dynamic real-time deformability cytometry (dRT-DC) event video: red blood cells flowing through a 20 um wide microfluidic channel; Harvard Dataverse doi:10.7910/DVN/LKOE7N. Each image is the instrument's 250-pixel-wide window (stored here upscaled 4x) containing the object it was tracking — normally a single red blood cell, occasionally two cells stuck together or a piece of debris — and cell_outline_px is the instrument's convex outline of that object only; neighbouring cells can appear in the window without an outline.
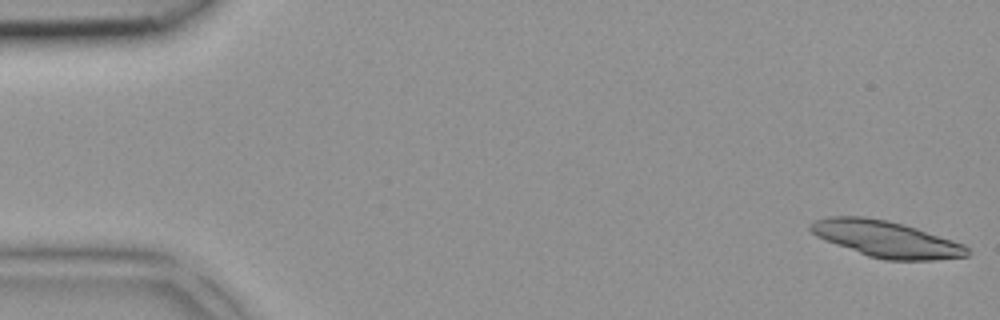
{"species": "common noctule bat (a hibernating species)", "species_latin": "Nyctalus noctula", "temperature_condition": "room temperature", "stored_images_in_passage": 5, "camera_frame_rate_fps": 3000, "um_per_image_px": 0.085, "animal": {"sex": "female", "body_mass_g": 18.4}, "frame": {"image": 1, "passage_image": 1, "time_ms": 0.0, "image_size_px": [1000, 320], "cell_outline_px": [[972, 252], [968, 256], [936, 260], [884, 260], [868, 256], [836, 244], [816, 236], [808, 228], [808, 224], [812, 220], [828, 216], [864, 216], [888, 220], [904, 224], [964, 244]], "centroid_in_image_um": [75.31, 20.31], "position_along_channel_um": 9.7, "area_um2": 33.35}}